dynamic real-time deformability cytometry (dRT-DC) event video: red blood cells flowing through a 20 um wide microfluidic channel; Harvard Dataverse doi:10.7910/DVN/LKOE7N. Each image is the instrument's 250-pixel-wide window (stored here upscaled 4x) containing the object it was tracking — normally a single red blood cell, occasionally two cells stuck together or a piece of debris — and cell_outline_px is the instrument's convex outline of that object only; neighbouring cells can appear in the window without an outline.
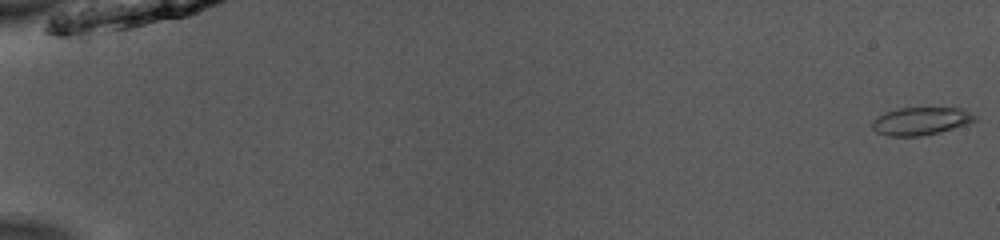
{"species": "common noctule bat (a hibernating species)", "species_latin": "Nyctalus noctula", "temperature_condition": "room temperature", "stored_images_in_passage": 52, "camera_frame_rate_fps": 3000, "um_per_image_px": 0.085, "animal": {"sex": "male", "body_mass_g": 13.0, "forearm_length_mm": 53.1}, "frame": {"image": 1, "passage_image": 1, "time_ms": 0.0, "image_size_px": [1000, 240], "cell_outline_px": [[976, 120], [940, 132], [920, 136], [888, 136], [876, 132], [872, 128], [872, 120], [884, 112], [896, 108], [964, 108], [976, 116]], "centroid_in_image_um": [78.22, 10.28], "position_along_channel_um": 6.8, "area_um2": 16.59}}
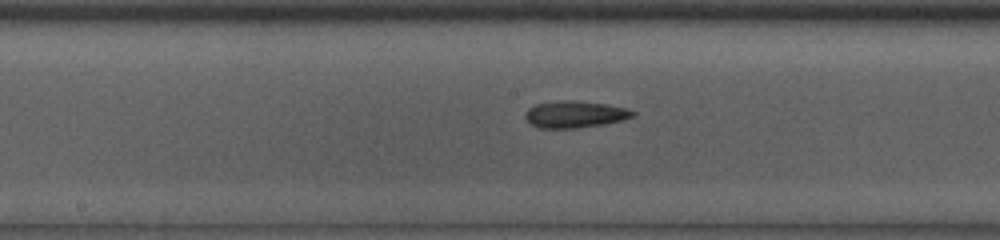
{"frame": {"image": 2, "passage_image": 29, "time_ms": 9.333, "image_size_px": [1000, 240], "cell_outline_px": [[636, 116], [624, 120], [604, 124], [576, 128], [536, 128], [524, 116], [524, 112], [528, 108], [536, 104], [564, 100], [568, 100], [604, 104], [624, 108], [636, 112]], "centroid_in_image_um": [48.86, 9.73], "position_along_channel_um": 199.3, "area_um2": 16.7}}
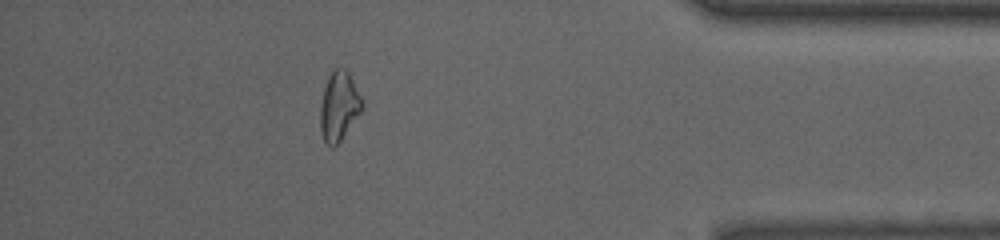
{"frame": {"image": 3, "passage_image": 47, "time_ms": 15.333, "image_size_px": [1000, 240], "cell_outline_px": [[364, 108], [340, 140], [332, 148], [324, 140], [320, 132], [320, 108], [324, 88], [328, 76], [332, 68], [344, 68], [348, 72], [364, 104]], "centroid_in_image_um": [28.8, 9.01], "position_along_channel_um": 406.4, "area_um2": 16.7}, "authors_computed_cell_mechanics": {"area_um2": 16.6464, "velocity_mm_per_s": 3.9773, "shape_relaxation_time_tau1_ms": null, "shape_relaxation_time_tau2_ms": 3.8012, "deformation_change_tau1": null, "deformation_change_tau2": 0.1151}}